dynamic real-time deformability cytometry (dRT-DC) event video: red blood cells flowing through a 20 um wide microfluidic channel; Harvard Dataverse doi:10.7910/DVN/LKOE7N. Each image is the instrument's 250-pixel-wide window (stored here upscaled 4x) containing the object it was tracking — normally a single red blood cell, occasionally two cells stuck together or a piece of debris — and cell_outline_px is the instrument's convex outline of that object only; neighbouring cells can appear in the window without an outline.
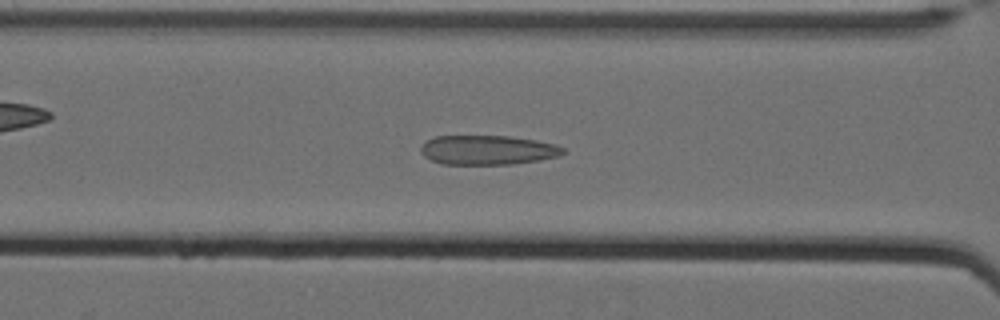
{"species": "Egyptian fruit bat (a non-hibernating species)", "species_latin": "Rousettus aegyptiacus", "temperature_condition": "cold", "stored_images_in_passage": 55, "camera_frame_rate_fps": 3000, "um_per_image_px": 0.085, "animal": {"sex": "female"}, "frame": {"image": 1, "passage_image": 23, "time_ms": 7.333, "image_size_px": [1000, 320], "cell_outline_px": [[564, 152], [560, 156], [512, 164], [440, 164], [424, 156], [420, 152], [420, 148], [428, 140], [436, 136], [508, 136], [536, 140], [556, 144], [564, 148]], "centroid_in_image_um": [41.45, 12.75], "position_along_channel_um": 125.1, "area_um2": 24.28}}
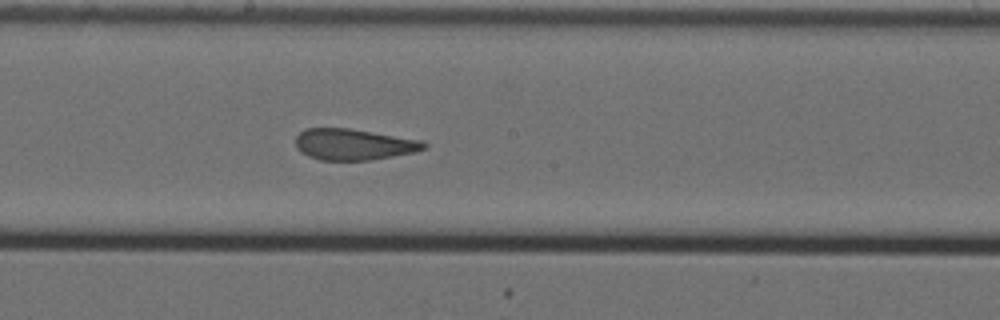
{"frame": {"image": 2, "passage_image": 31, "time_ms": 10.0, "image_size_px": [1000, 320], "cell_outline_px": [[428, 148], [416, 152], [372, 160], [320, 160], [308, 156], [300, 152], [296, 148], [296, 136], [304, 128], [348, 128], [424, 140], [428, 144]], "centroid_in_image_um": [30.1, 12.27], "position_along_channel_um": 218.1, "area_um2": 23.64}}
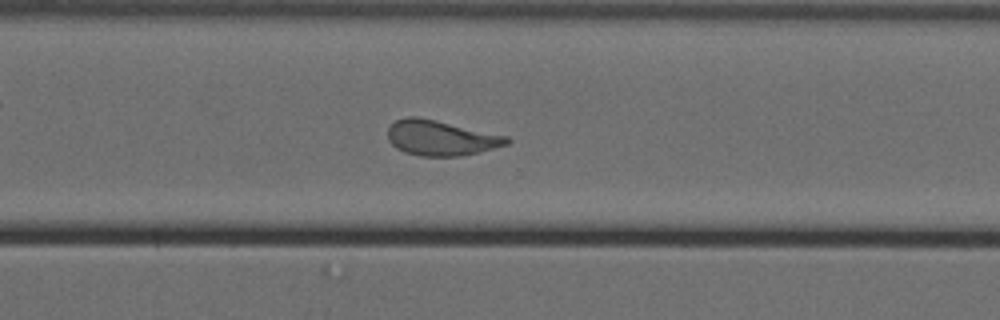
{"frame": {"image": 3, "passage_image": 41, "time_ms": 13.333, "image_size_px": [1000, 320], "cell_outline_px": [[512, 140], [508, 144], [460, 156], [420, 156], [404, 152], [396, 148], [388, 140], [388, 128], [396, 120], [404, 116], [420, 116], [508, 136]], "centroid_in_image_um": [37.45, 11.7], "position_along_channel_um": 333.2, "area_um2": 24.51}, "authors_computed_cell_mechanics": {"area_um2": 24.9696, "velocity_mm_per_s": 3.4685, "shape_relaxation_time_tau1_ms": null, "shape_relaxation_time_tau2_ms": 1.6177, "deformation_change_tau1": null, "deformation_change_tau2": 0.1077}}